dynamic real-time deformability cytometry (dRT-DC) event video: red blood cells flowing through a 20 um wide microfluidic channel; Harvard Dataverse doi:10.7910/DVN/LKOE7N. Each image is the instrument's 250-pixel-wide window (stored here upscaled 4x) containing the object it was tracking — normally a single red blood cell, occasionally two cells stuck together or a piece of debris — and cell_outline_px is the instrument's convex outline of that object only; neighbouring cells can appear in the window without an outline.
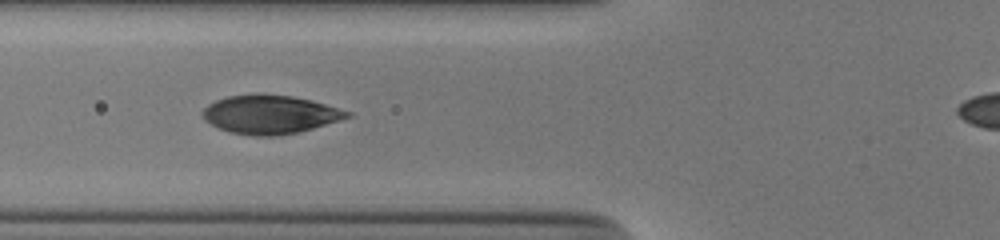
{"species": "human", "species_latin": "Homo sapiens", "temperature_condition": "cold", "stored_images_in_passage": 12, "camera_frame_rate_fps": 3000, "um_per_image_px": 0.085, "donor": {"sex": "male"}, "frame": {"image": 1, "passage_image": 6, "time_ms": 1.667, "image_size_px": [1000, 240], "cell_outline_px": [[352, 116], [340, 120], [300, 132], [276, 136], [252, 136], [228, 132], [216, 128], [204, 120], [200, 112], [208, 104], [216, 100], [228, 96], [292, 96], [312, 100], [352, 112]], "centroid_in_image_um": [22.94, 9.77], "position_along_channel_um": 102.9, "area_um2": 32.25}}
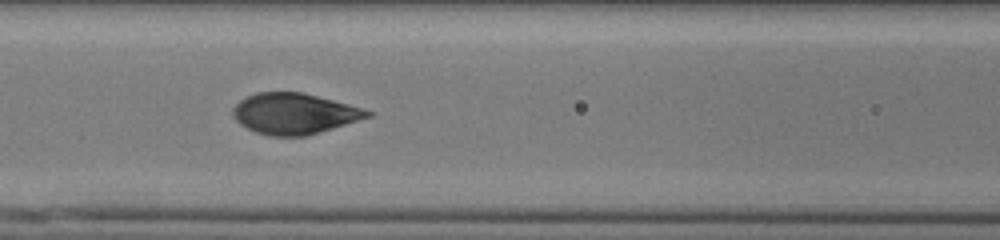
{"frame": {"image": 2, "passage_image": 9, "time_ms": 2.667, "image_size_px": [1000, 240], "cell_outline_px": [[376, 112], [372, 116], [332, 128], [304, 136], [268, 136], [256, 132], [240, 124], [236, 120], [232, 112], [232, 108], [240, 100], [256, 92], [304, 92], [364, 108]], "centroid_in_image_um": [25.03, 9.65], "position_along_channel_um": 141.6, "area_um2": 32.02}}